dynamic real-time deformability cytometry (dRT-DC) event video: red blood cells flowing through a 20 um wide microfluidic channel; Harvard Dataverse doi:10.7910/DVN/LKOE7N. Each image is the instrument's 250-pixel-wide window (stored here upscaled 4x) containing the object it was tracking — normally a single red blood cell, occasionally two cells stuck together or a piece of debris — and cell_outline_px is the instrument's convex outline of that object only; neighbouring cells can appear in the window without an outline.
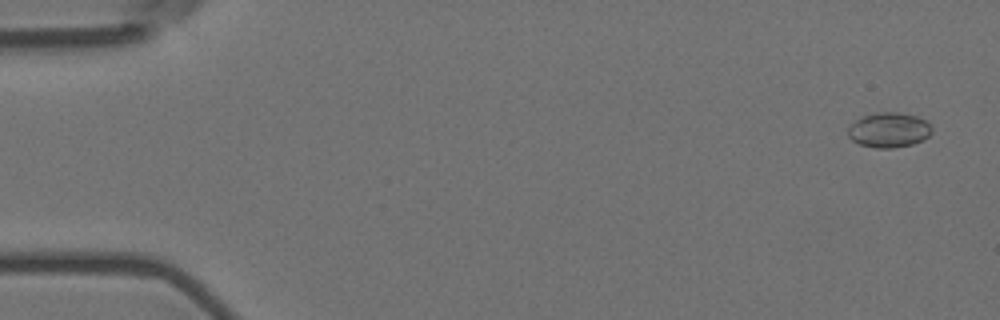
{"species": "Egyptian fruit bat (a non-hibernating species)", "species_latin": "Rousettus aegyptiacus", "temperature_condition": "room temperature", "stored_images_in_passage": 57, "camera_frame_rate_fps": 3000, "um_per_image_px": 0.085, "animal": {"sex": "female"}, "frame": {"image": 1, "passage_image": 3, "time_ms": 0.667, "image_size_px": [1000, 320], "cell_outline_px": [[932, 132], [924, 140], [912, 144], [892, 148], [876, 148], [860, 144], [852, 140], [848, 136], [848, 128], [856, 120], [864, 116], [876, 112], [896, 112], [916, 116], [924, 120], [932, 128]], "centroid_in_image_um": [75.56, 11.05], "position_along_channel_um": 9.4, "area_um2": 16.94}}
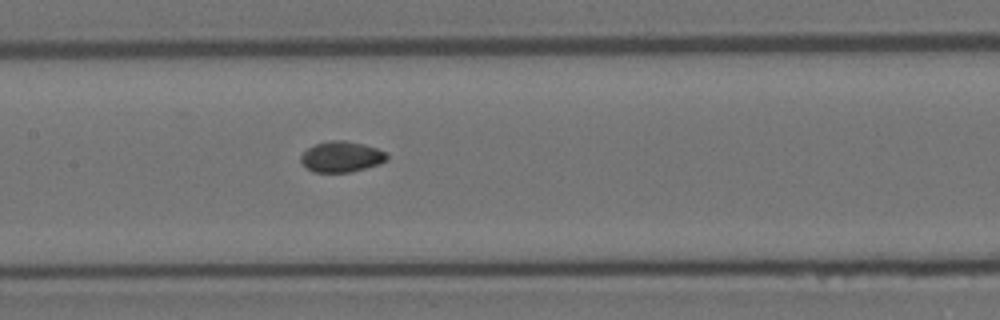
{"frame": {"image": 2, "passage_image": 28, "time_ms": 9.0, "image_size_px": [1000, 320], "cell_outline_px": [[388, 160], [352, 172], [312, 172], [300, 160], [300, 156], [308, 148], [316, 144], [332, 140], [344, 140], [364, 144], [376, 148], [384, 152], [388, 156]], "centroid_in_image_um": [29.01, 13.32], "position_along_channel_um": 178.4, "area_um2": 15.2}}
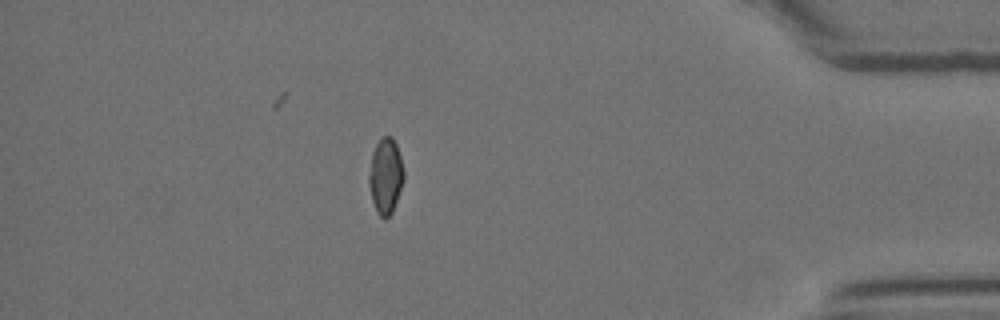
{"frame": {"image": 3, "passage_image": 50, "time_ms": 16.333, "image_size_px": [1000, 320], "cell_outline_px": [[404, 180], [392, 212], [384, 220], [376, 212], [372, 200], [368, 184], [368, 176], [372, 152], [380, 136], [392, 136], [396, 144], [400, 156], [404, 172]], "centroid_in_image_um": [32.76, 14.95], "position_along_channel_um": 402.4, "area_um2": 15.49}, "authors_computed_cell_mechanics": {"area_um2": 15.4904, "velocity_mm_per_s": 3.6316, "shape_relaxation_time_tau1_ms": null, "shape_relaxation_time_tau2_ms": 1.972, "deformation_change_tau1": null, "deformation_change_tau2": 0.0352}}